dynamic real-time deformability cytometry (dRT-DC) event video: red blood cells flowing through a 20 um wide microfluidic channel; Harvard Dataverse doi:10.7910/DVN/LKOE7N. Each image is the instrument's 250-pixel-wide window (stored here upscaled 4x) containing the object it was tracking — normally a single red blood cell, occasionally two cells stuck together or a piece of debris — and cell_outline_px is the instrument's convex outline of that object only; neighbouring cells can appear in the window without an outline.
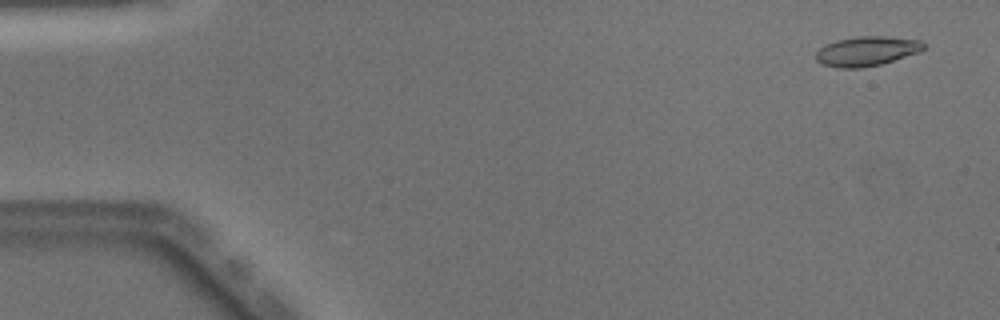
{"species": "Egyptian fruit bat (a non-hibernating species)", "species_latin": "Rousettus aegyptiacus", "temperature_condition": "warm", "stored_images_in_passage": 48, "camera_frame_rate_fps": 3000, "um_per_image_px": 0.085, "animal": {"sex": "male"}, "frame": {"image": 1, "passage_image": 1, "time_ms": 0.0, "image_size_px": [1000, 320], "cell_outline_px": [[924, 48], [920, 52], [880, 64], [860, 68], [840, 68], [824, 64], [816, 60], [816, 52], [824, 44], [836, 40], [856, 36], [884, 36], [920, 40], [924, 44]], "centroid_in_image_um": [73.65, 4.34], "position_along_channel_um": 11.3, "area_um2": 18.5}}
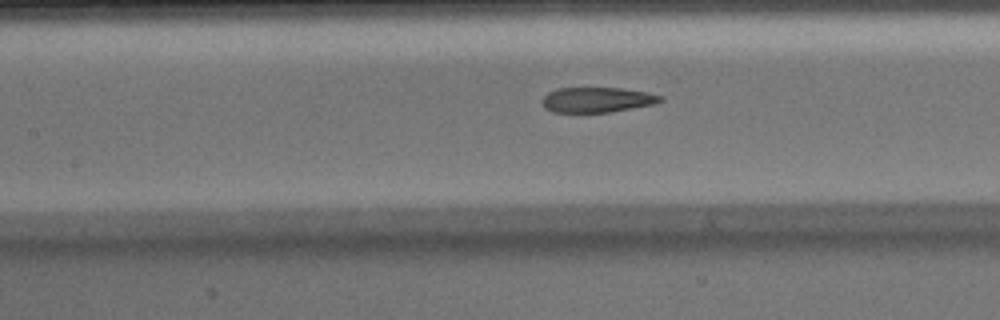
{"frame": {"image": 2, "passage_image": 21, "time_ms": 6.667, "image_size_px": [1000, 320], "cell_outline_px": [[664, 100], [656, 104], [608, 112], [552, 112], [544, 108], [540, 100], [548, 92], [556, 88], [620, 88], [648, 92], [664, 96]], "centroid_in_image_um": [50.75, 8.48], "position_along_channel_um": 156.6, "area_um2": 17.51}}
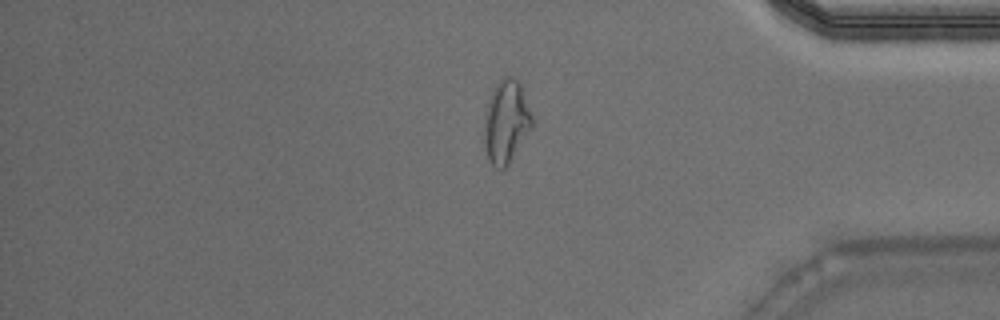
{"frame": {"image": 3, "passage_image": 40, "time_ms": 13.0, "image_size_px": [1000, 320], "cell_outline_px": [[532, 128], [508, 164], [504, 168], [496, 168], [488, 160], [484, 140], [484, 116], [492, 92], [496, 84], [500, 80], [508, 76], [512, 76], [520, 84], [532, 116]], "centroid_in_image_um": [43.01, 10.36], "position_along_channel_um": 392.2, "area_um2": 22.72}, "authors_computed_cell_mechanics": {"area_um2": 18.8717, "velocity_mm_per_s": 4.0711, "shape_relaxation_time_tau1_ms": null, "shape_relaxation_time_tau2_ms": 1.4427, "deformation_change_tau1": null, "deformation_change_tau2": 0.1053}}